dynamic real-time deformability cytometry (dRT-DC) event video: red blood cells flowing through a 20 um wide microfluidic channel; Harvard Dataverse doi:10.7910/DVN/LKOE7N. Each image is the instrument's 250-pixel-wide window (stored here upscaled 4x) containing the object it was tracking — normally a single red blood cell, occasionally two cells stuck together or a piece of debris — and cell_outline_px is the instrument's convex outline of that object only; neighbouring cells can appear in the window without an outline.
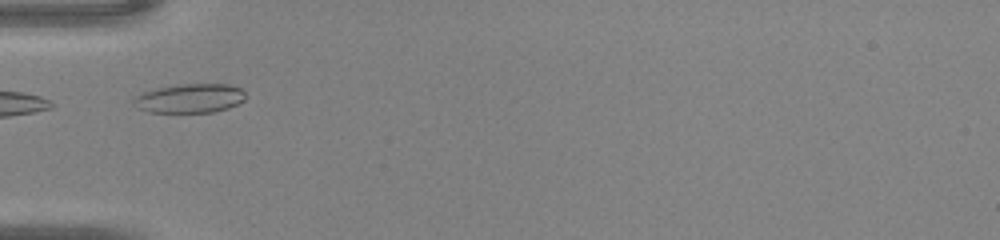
{"species": "common noctule bat (a hibernating species)", "species_latin": "Nyctalus noctula", "temperature_condition": "warm", "stored_images_in_passage": 3, "camera_frame_rate_fps": 3000, "um_per_image_px": 0.085, "animal": {"sex": "male", "body_mass_g": 20.0, "forearm_length_mm": 53.3}, "frame": {"image": 1, "passage_image": 1, "time_ms": 0.0, "image_size_px": [1000, 240], "cell_outline_px": [[244, 100], [228, 108], [212, 112], [148, 112], [136, 108], [132, 104], [132, 96], [156, 88], [180, 84], [228, 84], [240, 88], [244, 92]], "centroid_in_image_um": [16.06, 8.36], "position_along_channel_um": 68.9, "area_um2": 19.07}}